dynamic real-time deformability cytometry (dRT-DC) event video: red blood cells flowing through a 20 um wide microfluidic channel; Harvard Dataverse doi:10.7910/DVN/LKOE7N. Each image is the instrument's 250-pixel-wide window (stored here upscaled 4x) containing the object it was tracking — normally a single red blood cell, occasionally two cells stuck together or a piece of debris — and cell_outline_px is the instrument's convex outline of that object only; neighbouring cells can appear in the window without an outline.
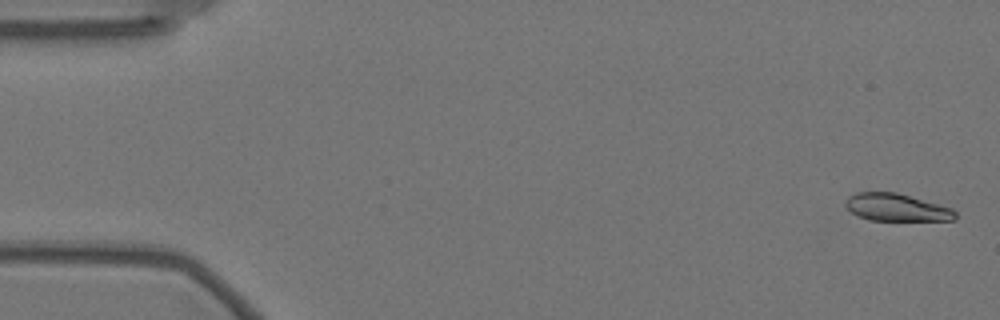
{"species": "Egyptian fruit bat (a non-hibernating species)", "species_latin": "Rousettus aegyptiacus", "temperature_condition": "warm", "stored_images_in_passage": 58, "camera_frame_rate_fps": 3000, "um_per_image_px": 0.085, "animal": {"sex": "female"}, "frame": {"image": 1, "passage_image": 2, "time_ms": 0.333, "image_size_px": [1000, 320], "cell_outline_px": [[956, 220], [868, 220], [856, 216], [844, 204], [848, 196], [856, 192], [896, 192], [952, 208], [956, 212]], "centroid_in_image_um": [76.18, 17.63], "position_along_channel_um": 8.8, "area_um2": 17.51}}
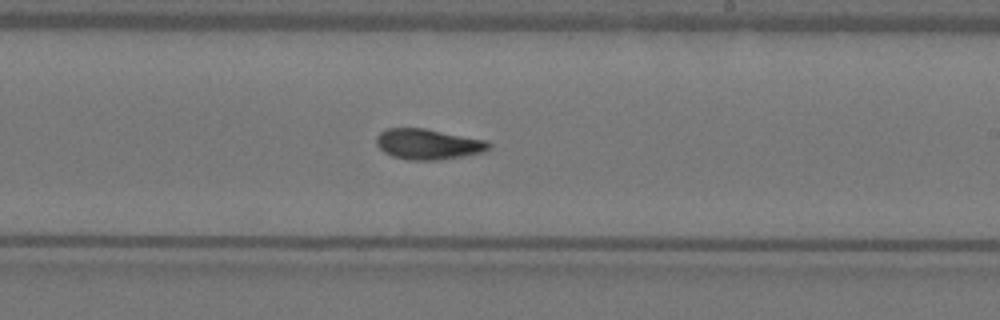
{"frame": {"image": 2, "passage_image": 34, "time_ms": 11.0, "image_size_px": [1000, 320], "cell_outline_px": [[492, 148], [484, 152], [436, 160], [408, 160], [392, 156], [384, 152], [376, 144], [376, 136], [380, 132], [388, 128], [424, 128], [488, 140], [492, 144]], "centroid_in_image_um": [36.41, 12.25], "position_along_channel_um": 252.6, "area_um2": 20.11}}
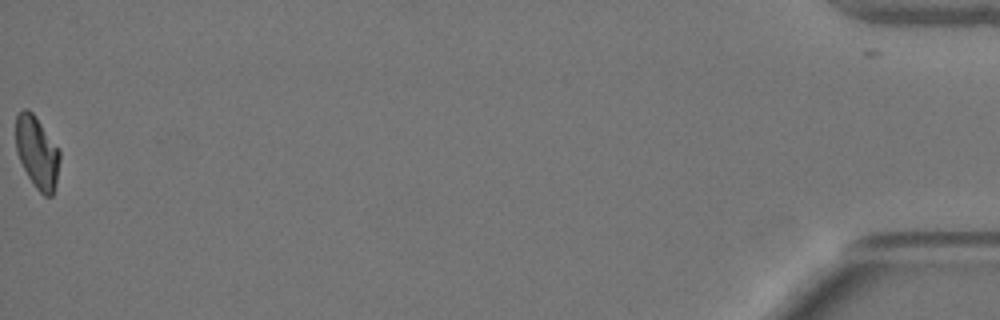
{"frame": {"image": 3, "passage_image": 58, "time_ms": 19.0, "image_size_px": [1000, 320], "cell_outline_px": [[60, 160], [56, 180], [52, 196], [44, 196], [36, 188], [28, 176], [16, 152], [16, 116], [24, 108], [28, 108], [32, 112], [60, 152]], "centroid_in_image_um": [3.13, 12.95], "position_along_channel_um": 432.1, "area_um2": 18.03}, "authors_computed_cell_mechanics": {"area_um2": 19.3341, "velocity_mm_per_s": 3.5213, "shape_relaxation_time_tau1_ms": null, "shape_relaxation_time_tau2_ms": 1.9978, "deformation_change_tau1": null, "deformation_change_tau2": 0.0585}}